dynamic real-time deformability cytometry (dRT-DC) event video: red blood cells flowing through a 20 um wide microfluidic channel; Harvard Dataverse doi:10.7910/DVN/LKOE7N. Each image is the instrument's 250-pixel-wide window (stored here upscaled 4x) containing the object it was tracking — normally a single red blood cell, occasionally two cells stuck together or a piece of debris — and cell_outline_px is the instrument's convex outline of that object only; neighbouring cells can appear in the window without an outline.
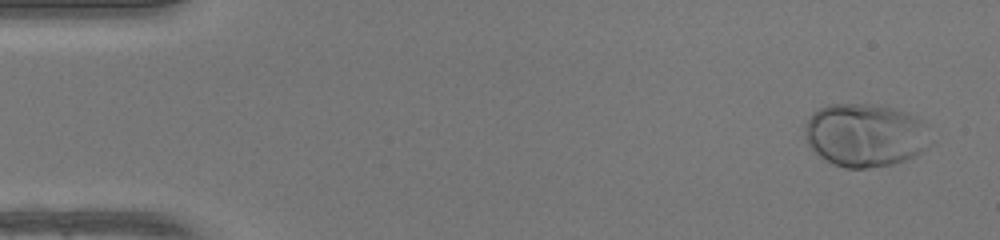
{"species": "human", "species_latin": "Homo sapiens", "temperature_condition": "warm", "stored_images_in_passage": 49, "camera_frame_rate_fps": 3000, "um_per_image_px": 0.085, "donor": {"sex": "female"}, "frame": {"image": 1, "passage_image": 2, "time_ms": 0.333, "image_size_px": [1000, 240], "cell_outline_px": [[928, 148], [904, 160], [892, 164], [868, 168], [844, 168], [824, 160], [808, 144], [804, 128], [804, 124], [812, 112], [828, 104], [868, 104], [892, 108], [908, 112], [924, 120], [928, 124]], "centroid_in_image_um": [73.54, 11.47], "position_along_channel_um": 11.5, "area_um2": 46.47}}
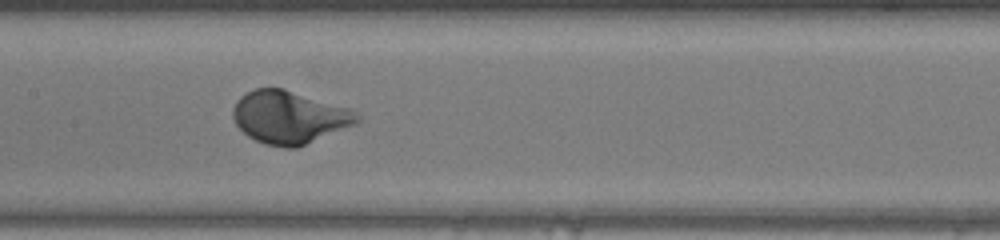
{"frame": {"image": 2, "passage_image": 24, "time_ms": 7.667, "image_size_px": [1000, 240], "cell_outline_px": [[360, 120], [356, 124], [296, 148], [284, 148], [264, 144], [248, 136], [236, 124], [232, 116], [232, 108], [236, 100], [240, 96], [256, 88], [284, 88], [348, 108], [356, 112], [360, 116]], "centroid_in_image_um": [24.57, 9.96], "position_along_channel_um": 182.8, "area_um2": 38.09}}
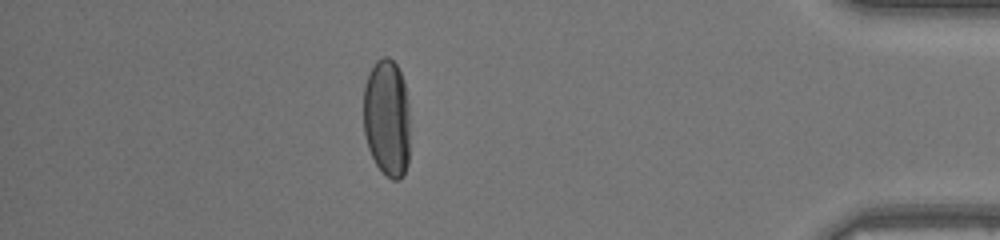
{"frame": {"image": 3, "passage_image": 43, "time_ms": 14.0, "image_size_px": [1000, 240], "cell_outline_px": [[408, 164], [404, 172], [396, 180], [392, 180], [376, 164], [368, 148], [364, 132], [364, 84], [368, 72], [376, 60], [384, 56], [388, 56], [396, 64], [404, 80], [408, 104]], "centroid_in_image_um": [32.87, 9.97], "position_along_channel_um": 402.3, "area_um2": 31.85}, "authors_computed_cell_mechanics": {"area_um2": 36.2406, "velocity_mm_per_s": 4.1743, "shape_relaxation_time_tau1_ms": 2.2384, "shape_relaxation_time_tau2_ms": null, "deformation_change_tau1": 0.1884, "deformation_change_tau2": null}}